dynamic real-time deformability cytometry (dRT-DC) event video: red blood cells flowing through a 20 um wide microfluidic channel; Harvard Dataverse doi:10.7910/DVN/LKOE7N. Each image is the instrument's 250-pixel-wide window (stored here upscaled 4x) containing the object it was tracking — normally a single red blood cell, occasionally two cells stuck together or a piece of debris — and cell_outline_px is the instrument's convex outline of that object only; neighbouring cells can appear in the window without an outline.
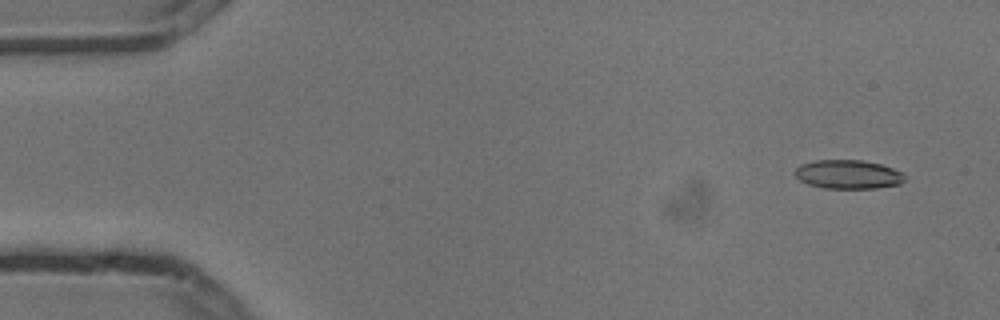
{"species": "common noctule bat (a hibernating species)", "species_latin": "Nyctalus noctula", "temperature_condition": "cold", "stored_images_in_passage": 7, "camera_frame_rate_fps": 3000, "um_per_image_px": 0.085, "animal": {"sex": "male", "body_mass_g": 13.3}, "frame": {"image": 1, "passage_image": 1, "time_ms": 0.0, "image_size_px": [1000, 320], "cell_outline_px": [[904, 180], [900, 184], [876, 188], [824, 188], [808, 184], [800, 180], [792, 172], [800, 164], [816, 160], [864, 160], [880, 164], [904, 172]], "centroid_in_image_um": [72.08, 14.81], "position_along_channel_um": 12.9, "area_um2": 18.55}}
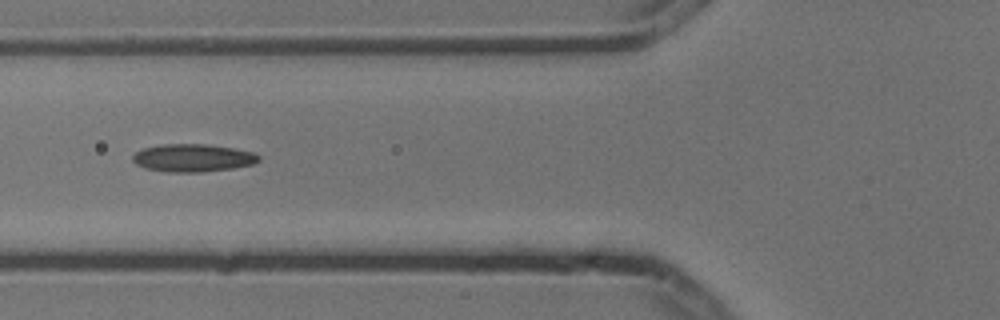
{"frame": {"image": 2, "passage_image": 6, "time_ms": 1.667, "image_size_px": [1000, 320], "cell_outline_px": [[260, 160], [252, 164], [232, 168], [200, 172], [168, 172], [144, 168], [136, 164], [132, 160], [132, 156], [136, 152], [144, 148], [164, 144], [208, 144], [256, 152], [260, 156]], "centroid_in_image_um": [16.4, 13.42], "position_along_channel_um": 109.4, "area_um2": 20.4}}
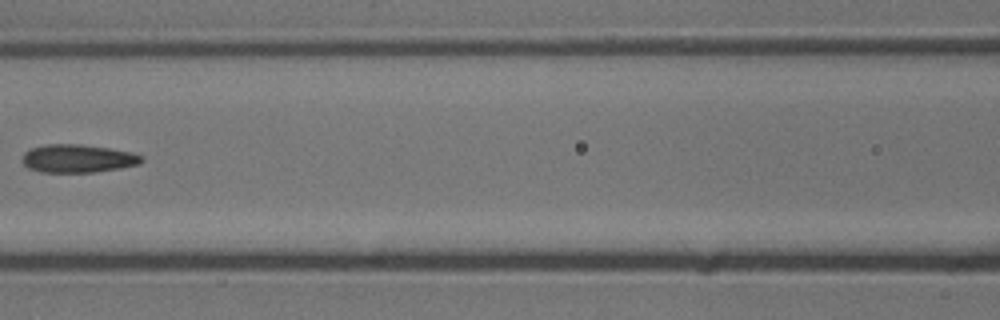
{"frame": {"image": 3, "passage_image": 7, "time_ms": 2.0, "image_size_px": [1000, 320], "cell_outline_px": [[144, 160], [140, 164], [120, 168], [96, 172], [40, 172], [28, 168], [20, 160], [24, 152], [32, 148], [48, 144], [80, 144], [108, 148], [132, 152], [144, 156]], "centroid_in_image_um": [6.62, 13.48], "position_along_channel_um": 160.0, "area_um2": 19.71}}